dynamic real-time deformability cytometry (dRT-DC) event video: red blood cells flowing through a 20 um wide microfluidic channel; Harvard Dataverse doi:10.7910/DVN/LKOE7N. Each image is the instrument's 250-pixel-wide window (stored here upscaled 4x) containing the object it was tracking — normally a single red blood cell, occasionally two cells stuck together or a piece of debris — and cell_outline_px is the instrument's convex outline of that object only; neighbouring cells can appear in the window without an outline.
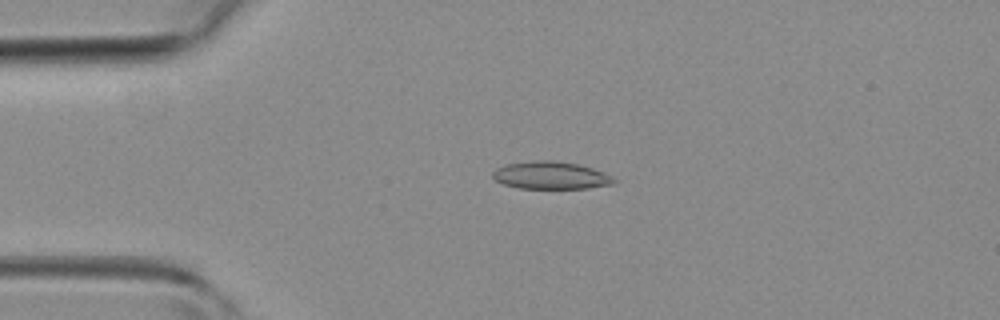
{"species": "common noctule bat (a hibernating species)", "species_latin": "Nyctalus noctula", "temperature_condition": "room temperature", "stored_images_in_passage": 30, "camera_frame_rate_fps": 3000, "um_per_image_px": 0.085, "animal": {"sex": "female", "body_mass_g": 19.3, "forearm_length_mm": 54.1}, "frame": {"image": 1, "passage_image": 2, "time_ms": 0.333, "image_size_px": [1000, 320], "cell_outline_px": [[616, 180], [612, 184], [588, 188], [520, 188], [504, 184], [496, 180], [492, 176], [492, 172], [496, 168], [504, 164], [536, 160], [552, 160], [576, 164], [592, 168], [612, 176]], "centroid_in_image_um": [46.78, 14.9], "position_along_channel_um": 38.2, "area_um2": 19.31}}
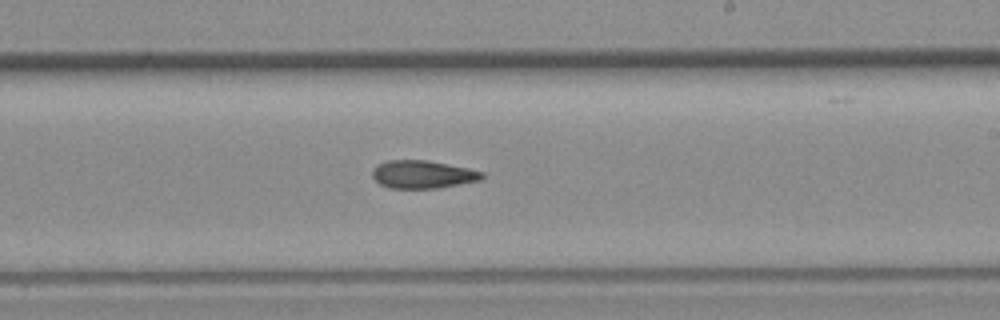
{"frame": {"image": 2, "passage_image": 18, "time_ms": 5.667, "image_size_px": [1000, 320], "cell_outline_px": [[484, 176], [480, 180], [440, 188], [388, 188], [380, 184], [372, 176], [372, 172], [380, 164], [388, 160], [428, 160], [468, 168], [484, 172]], "centroid_in_image_um": [35.96, 14.83], "position_along_channel_um": 253.0, "area_um2": 17.74}}
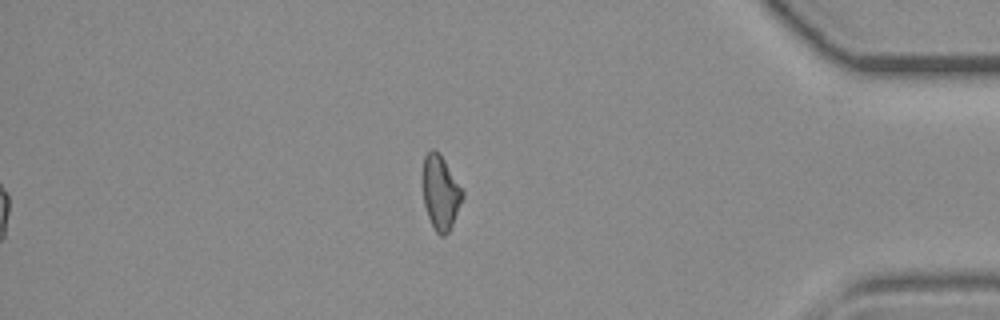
{"frame": {"image": 3, "passage_image": 30, "time_ms": 9.667, "image_size_px": [1000, 320], "cell_outline_px": [[464, 196], [452, 224], [448, 232], [444, 236], [440, 236], [436, 232], [428, 216], [424, 204], [420, 176], [424, 156], [432, 148], [440, 152], [464, 192]], "centroid_in_image_um": [37.4, 16.3], "position_along_channel_um": 397.8, "area_um2": 17.57}}